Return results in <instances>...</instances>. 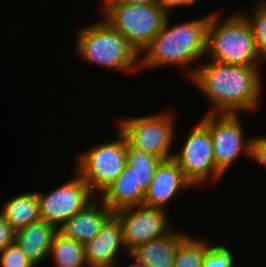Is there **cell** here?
Here are the masks:
<instances>
[{
    "label": "cell",
    "instance_id": "6da1fadb",
    "mask_svg": "<svg viewBox=\"0 0 266 267\" xmlns=\"http://www.w3.org/2000/svg\"><path fill=\"white\" fill-rule=\"evenodd\" d=\"M189 71V78L207 97L210 114H238L260 108L262 81L260 66L210 62Z\"/></svg>",
    "mask_w": 266,
    "mask_h": 267
},
{
    "label": "cell",
    "instance_id": "7a4b0ae2",
    "mask_svg": "<svg viewBox=\"0 0 266 267\" xmlns=\"http://www.w3.org/2000/svg\"><path fill=\"white\" fill-rule=\"evenodd\" d=\"M169 15L162 29L140 55V70L167 65L187 67L206 55L210 13L195 20L170 26Z\"/></svg>",
    "mask_w": 266,
    "mask_h": 267
},
{
    "label": "cell",
    "instance_id": "3957f363",
    "mask_svg": "<svg viewBox=\"0 0 266 267\" xmlns=\"http://www.w3.org/2000/svg\"><path fill=\"white\" fill-rule=\"evenodd\" d=\"M220 17L219 12L210 13L206 41V55L211 58L209 60L225 64L260 66L253 31L245 16L235 13L224 20Z\"/></svg>",
    "mask_w": 266,
    "mask_h": 267
},
{
    "label": "cell",
    "instance_id": "277c9868",
    "mask_svg": "<svg viewBox=\"0 0 266 267\" xmlns=\"http://www.w3.org/2000/svg\"><path fill=\"white\" fill-rule=\"evenodd\" d=\"M78 55L110 71L140 70V55L105 19L81 27L76 36Z\"/></svg>",
    "mask_w": 266,
    "mask_h": 267
},
{
    "label": "cell",
    "instance_id": "5b68a950",
    "mask_svg": "<svg viewBox=\"0 0 266 267\" xmlns=\"http://www.w3.org/2000/svg\"><path fill=\"white\" fill-rule=\"evenodd\" d=\"M104 3L102 19L121 33L139 55L162 29L168 17L159 4Z\"/></svg>",
    "mask_w": 266,
    "mask_h": 267
},
{
    "label": "cell",
    "instance_id": "8992f818",
    "mask_svg": "<svg viewBox=\"0 0 266 267\" xmlns=\"http://www.w3.org/2000/svg\"><path fill=\"white\" fill-rule=\"evenodd\" d=\"M119 138L93 149L83 151L76 158L74 170L87 183L95 197L104 191L123 172L128 143L119 131Z\"/></svg>",
    "mask_w": 266,
    "mask_h": 267
},
{
    "label": "cell",
    "instance_id": "52a82bcc",
    "mask_svg": "<svg viewBox=\"0 0 266 267\" xmlns=\"http://www.w3.org/2000/svg\"><path fill=\"white\" fill-rule=\"evenodd\" d=\"M119 131L131 148L153 154L162 160L172 159L175 138L174 119L171 114L158 113L120 120Z\"/></svg>",
    "mask_w": 266,
    "mask_h": 267
},
{
    "label": "cell",
    "instance_id": "ba28073f",
    "mask_svg": "<svg viewBox=\"0 0 266 267\" xmlns=\"http://www.w3.org/2000/svg\"><path fill=\"white\" fill-rule=\"evenodd\" d=\"M203 116L201 121L209 128L213 140L216 169L222 175L242 153L250 158L252 137H244L239 114L206 113Z\"/></svg>",
    "mask_w": 266,
    "mask_h": 267
},
{
    "label": "cell",
    "instance_id": "9c48e42d",
    "mask_svg": "<svg viewBox=\"0 0 266 267\" xmlns=\"http://www.w3.org/2000/svg\"><path fill=\"white\" fill-rule=\"evenodd\" d=\"M181 148V151L174 153L173 159L193 187L203 186L213 178L218 180L222 176L216 169L209 128L201 120L195 125Z\"/></svg>",
    "mask_w": 266,
    "mask_h": 267
},
{
    "label": "cell",
    "instance_id": "30bf717a",
    "mask_svg": "<svg viewBox=\"0 0 266 267\" xmlns=\"http://www.w3.org/2000/svg\"><path fill=\"white\" fill-rule=\"evenodd\" d=\"M36 193L39 201L40 219L57 228L82 210L95 197L87 183L75 170L69 181L51 192Z\"/></svg>",
    "mask_w": 266,
    "mask_h": 267
},
{
    "label": "cell",
    "instance_id": "8fae6325",
    "mask_svg": "<svg viewBox=\"0 0 266 267\" xmlns=\"http://www.w3.org/2000/svg\"><path fill=\"white\" fill-rule=\"evenodd\" d=\"M121 224L126 251L139 244L170 234L172 229L166 210L144 205L123 208L113 212Z\"/></svg>",
    "mask_w": 266,
    "mask_h": 267
},
{
    "label": "cell",
    "instance_id": "7c38bea8",
    "mask_svg": "<svg viewBox=\"0 0 266 267\" xmlns=\"http://www.w3.org/2000/svg\"><path fill=\"white\" fill-rule=\"evenodd\" d=\"M192 184L186 179L177 162L172 158L162 160L157 166L148 190L145 193L143 205L166 210L165 205L176 193L190 188Z\"/></svg>",
    "mask_w": 266,
    "mask_h": 267
},
{
    "label": "cell",
    "instance_id": "4fadbf2b",
    "mask_svg": "<svg viewBox=\"0 0 266 267\" xmlns=\"http://www.w3.org/2000/svg\"><path fill=\"white\" fill-rule=\"evenodd\" d=\"M84 248L87 266L116 267L119 250L125 248V253L127 252L118 219L112 215Z\"/></svg>",
    "mask_w": 266,
    "mask_h": 267
},
{
    "label": "cell",
    "instance_id": "5bb4252c",
    "mask_svg": "<svg viewBox=\"0 0 266 267\" xmlns=\"http://www.w3.org/2000/svg\"><path fill=\"white\" fill-rule=\"evenodd\" d=\"M97 202L92 200L82 210L65 221L58 228V232L83 245L91 241L113 215V211L102 201L99 200L101 203Z\"/></svg>",
    "mask_w": 266,
    "mask_h": 267
},
{
    "label": "cell",
    "instance_id": "9a60e30c",
    "mask_svg": "<svg viewBox=\"0 0 266 267\" xmlns=\"http://www.w3.org/2000/svg\"><path fill=\"white\" fill-rule=\"evenodd\" d=\"M58 228L44 220H38L16 231L15 242L27 258L37 266L49 256Z\"/></svg>",
    "mask_w": 266,
    "mask_h": 267
},
{
    "label": "cell",
    "instance_id": "2e32d148",
    "mask_svg": "<svg viewBox=\"0 0 266 267\" xmlns=\"http://www.w3.org/2000/svg\"><path fill=\"white\" fill-rule=\"evenodd\" d=\"M187 234L173 230L168 235L139 244L129 253L148 267H173L178 246Z\"/></svg>",
    "mask_w": 266,
    "mask_h": 267
},
{
    "label": "cell",
    "instance_id": "e0dca14e",
    "mask_svg": "<svg viewBox=\"0 0 266 267\" xmlns=\"http://www.w3.org/2000/svg\"><path fill=\"white\" fill-rule=\"evenodd\" d=\"M145 191L132 180L131 167L125 164L123 172L99 195L101 201L113 212L143 205Z\"/></svg>",
    "mask_w": 266,
    "mask_h": 267
},
{
    "label": "cell",
    "instance_id": "ac0fdd59",
    "mask_svg": "<svg viewBox=\"0 0 266 267\" xmlns=\"http://www.w3.org/2000/svg\"><path fill=\"white\" fill-rule=\"evenodd\" d=\"M1 210L0 213L16 231L40 220L39 201L37 193L33 191L18 194L6 201Z\"/></svg>",
    "mask_w": 266,
    "mask_h": 267
},
{
    "label": "cell",
    "instance_id": "d6986e66",
    "mask_svg": "<svg viewBox=\"0 0 266 267\" xmlns=\"http://www.w3.org/2000/svg\"><path fill=\"white\" fill-rule=\"evenodd\" d=\"M53 258L56 267H85V248L73 239L57 233L50 246L49 257Z\"/></svg>",
    "mask_w": 266,
    "mask_h": 267
},
{
    "label": "cell",
    "instance_id": "ffe728a7",
    "mask_svg": "<svg viewBox=\"0 0 266 267\" xmlns=\"http://www.w3.org/2000/svg\"><path fill=\"white\" fill-rule=\"evenodd\" d=\"M161 158L153 154H147L128 145L126 164L131 167L132 180L145 192L148 190L157 166Z\"/></svg>",
    "mask_w": 266,
    "mask_h": 267
},
{
    "label": "cell",
    "instance_id": "44dd1931",
    "mask_svg": "<svg viewBox=\"0 0 266 267\" xmlns=\"http://www.w3.org/2000/svg\"><path fill=\"white\" fill-rule=\"evenodd\" d=\"M210 242L188 235L178 246L173 267H202Z\"/></svg>",
    "mask_w": 266,
    "mask_h": 267
},
{
    "label": "cell",
    "instance_id": "7402d4cb",
    "mask_svg": "<svg viewBox=\"0 0 266 267\" xmlns=\"http://www.w3.org/2000/svg\"><path fill=\"white\" fill-rule=\"evenodd\" d=\"M260 1L257 2L251 15L243 12L242 14L251 25L260 62L263 64L266 63V0Z\"/></svg>",
    "mask_w": 266,
    "mask_h": 267
},
{
    "label": "cell",
    "instance_id": "603a6c76",
    "mask_svg": "<svg viewBox=\"0 0 266 267\" xmlns=\"http://www.w3.org/2000/svg\"><path fill=\"white\" fill-rule=\"evenodd\" d=\"M234 257L226 246L210 244L203 257L202 267H234Z\"/></svg>",
    "mask_w": 266,
    "mask_h": 267
},
{
    "label": "cell",
    "instance_id": "cb8c5ba5",
    "mask_svg": "<svg viewBox=\"0 0 266 267\" xmlns=\"http://www.w3.org/2000/svg\"><path fill=\"white\" fill-rule=\"evenodd\" d=\"M2 267H35L16 242L0 252Z\"/></svg>",
    "mask_w": 266,
    "mask_h": 267
},
{
    "label": "cell",
    "instance_id": "d4e9b609",
    "mask_svg": "<svg viewBox=\"0 0 266 267\" xmlns=\"http://www.w3.org/2000/svg\"><path fill=\"white\" fill-rule=\"evenodd\" d=\"M250 158L266 168V136H252Z\"/></svg>",
    "mask_w": 266,
    "mask_h": 267
},
{
    "label": "cell",
    "instance_id": "484cf974",
    "mask_svg": "<svg viewBox=\"0 0 266 267\" xmlns=\"http://www.w3.org/2000/svg\"><path fill=\"white\" fill-rule=\"evenodd\" d=\"M16 230L0 213V252L15 242Z\"/></svg>",
    "mask_w": 266,
    "mask_h": 267
},
{
    "label": "cell",
    "instance_id": "4316f807",
    "mask_svg": "<svg viewBox=\"0 0 266 267\" xmlns=\"http://www.w3.org/2000/svg\"><path fill=\"white\" fill-rule=\"evenodd\" d=\"M196 1L200 0H158V4L164 9V11L170 15L171 9L174 7H184V6H192L197 3Z\"/></svg>",
    "mask_w": 266,
    "mask_h": 267
},
{
    "label": "cell",
    "instance_id": "83f0119b",
    "mask_svg": "<svg viewBox=\"0 0 266 267\" xmlns=\"http://www.w3.org/2000/svg\"><path fill=\"white\" fill-rule=\"evenodd\" d=\"M105 2H118L123 4H158V0H104Z\"/></svg>",
    "mask_w": 266,
    "mask_h": 267
},
{
    "label": "cell",
    "instance_id": "f1b7e54d",
    "mask_svg": "<svg viewBox=\"0 0 266 267\" xmlns=\"http://www.w3.org/2000/svg\"><path fill=\"white\" fill-rule=\"evenodd\" d=\"M128 256H130L132 259H134L132 265H129L128 267H148L147 265H145L143 262L137 260L135 257H133L130 253H127ZM116 267H120L118 265H116Z\"/></svg>",
    "mask_w": 266,
    "mask_h": 267
}]
</instances>
